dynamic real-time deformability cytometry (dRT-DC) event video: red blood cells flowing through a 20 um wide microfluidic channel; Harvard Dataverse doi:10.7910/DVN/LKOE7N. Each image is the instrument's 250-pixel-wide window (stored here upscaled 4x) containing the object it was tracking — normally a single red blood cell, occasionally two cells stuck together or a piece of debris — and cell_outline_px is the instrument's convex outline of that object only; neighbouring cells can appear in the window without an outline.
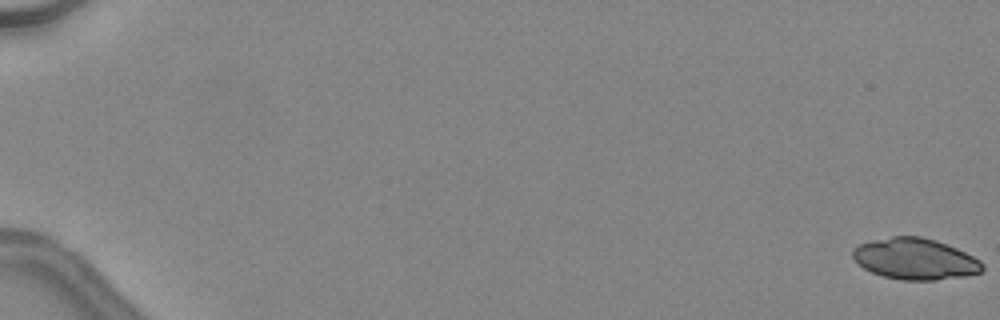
{"species": "common noctule bat (a hibernating species)", "species_latin": "Nyctalus noctula", "temperature_condition": "warm", "stored_images_in_passage": 48, "camera_frame_rate_fps": 3000, "um_per_image_px": 0.085, "animal": {"sex": "female", "body_mass_g": 24.6, "forearm_length_mm": 56.2}, "frame": {"image": 1, "passage_image": 1, "time_ms": 0.0, "image_size_px": [1000, 320], "cell_outline_px": [[984, 268], [980, 272], [964, 276], [936, 280], [900, 280], [884, 276], [872, 272], [864, 268], [852, 256], [852, 252], [860, 244], [872, 240], [892, 236], [920, 236], [936, 240], [956, 248], [980, 260], [984, 264]], "centroid_in_image_um": [77.8, 22.01], "position_along_channel_um": 7.2, "area_um2": 30.92}}
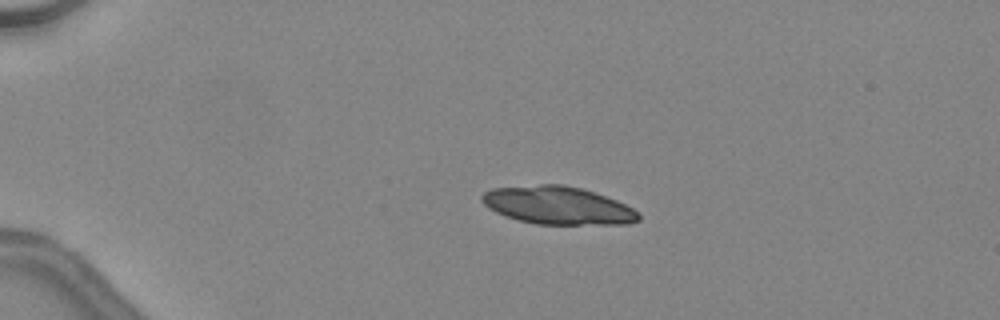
{"frame": {"image": 2, "passage_image": 13, "time_ms": 4.0, "image_size_px": [1000, 320], "cell_outline_px": [[640, 220], [628, 224], [536, 224], [504, 216], [488, 208], [480, 200], [480, 196], [484, 192], [492, 188], [540, 184], [564, 184], [580, 188], [616, 200], [632, 208], [640, 216]], "centroid_in_image_um": [47.37, 17.46], "position_along_channel_um": 37.6, "area_um2": 34.51}}